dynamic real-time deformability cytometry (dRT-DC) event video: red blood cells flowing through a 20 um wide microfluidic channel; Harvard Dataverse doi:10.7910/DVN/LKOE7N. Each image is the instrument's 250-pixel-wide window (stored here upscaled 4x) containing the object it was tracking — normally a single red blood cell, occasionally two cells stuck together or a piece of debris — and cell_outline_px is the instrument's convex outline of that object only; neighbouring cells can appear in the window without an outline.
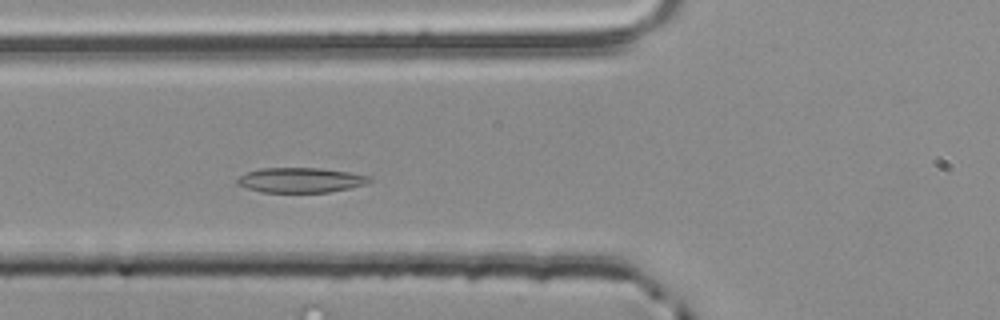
{"species": "common noctule bat (a hibernating species)", "species_latin": "Nyctalus noctula", "temperature_condition": "room temperature", "stored_images_in_passage": 49, "camera_frame_rate_fps": 3000, "um_per_image_px": 0.085, "animal": {"sex": "male", "body_mass_g": 20.4}, "frame": {"image": 1, "passage_image": 15, "time_ms": 4.667, "image_size_px": [1000, 320], "cell_outline_px": [[372, 180], [368, 184], [328, 192], [260, 192], [236, 184], [236, 180], [244, 172], [260, 168], [320, 168], [348, 172], [372, 176]], "centroid_in_image_um": [25.54, 15.3], "position_along_channel_um": 100.3, "area_um2": 19.31}}
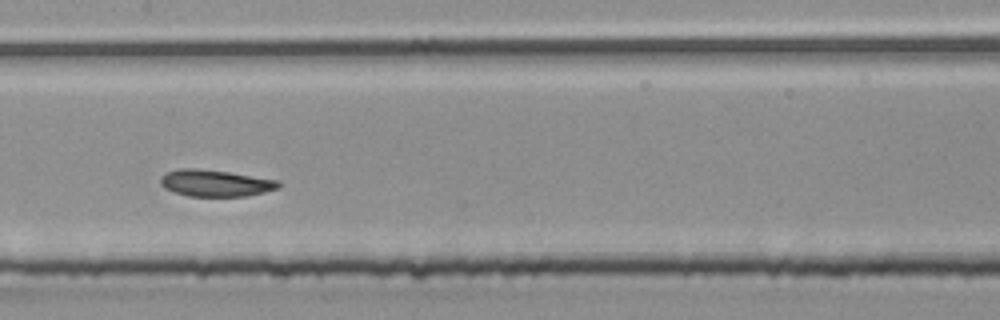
{"frame": {"image": 2, "passage_image": 22, "time_ms": 7.0, "image_size_px": [1000, 320], "cell_outline_px": [[280, 188], [264, 192], [244, 196], [188, 196], [172, 192], [164, 188], [160, 184], [160, 176], [164, 172], [180, 168], [196, 168], [228, 172], [280, 180]], "centroid_in_image_um": [18.27, 15.56], "position_along_channel_um": 189.1, "area_um2": 18.55}}
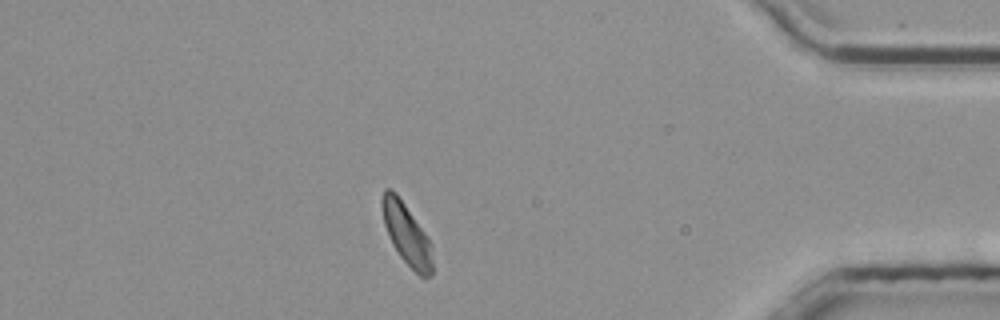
{"frame": {"image": 3, "passage_image": 42, "time_ms": 13.667, "image_size_px": [1000, 320], "cell_outline_px": [[432, 276], [420, 276], [400, 256], [392, 244], [384, 224], [380, 204], [380, 200], [384, 188], [392, 188], [396, 192], [428, 236], [432, 260]], "centroid_in_image_um": [34.52, 19.83], "position_along_channel_um": 400.7, "area_um2": 17.92}, "authors_computed_cell_mechanics": {"area_um2": 18.5538, "velocity_mm_per_s": 3.7966, "shape_relaxation_time_tau1_ms": 2.3437, "shape_relaxation_time_tau2_ms": 2.4568, "deformation_change_tau1": 0.0851, "deformation_change_tau2": 0.0765}}